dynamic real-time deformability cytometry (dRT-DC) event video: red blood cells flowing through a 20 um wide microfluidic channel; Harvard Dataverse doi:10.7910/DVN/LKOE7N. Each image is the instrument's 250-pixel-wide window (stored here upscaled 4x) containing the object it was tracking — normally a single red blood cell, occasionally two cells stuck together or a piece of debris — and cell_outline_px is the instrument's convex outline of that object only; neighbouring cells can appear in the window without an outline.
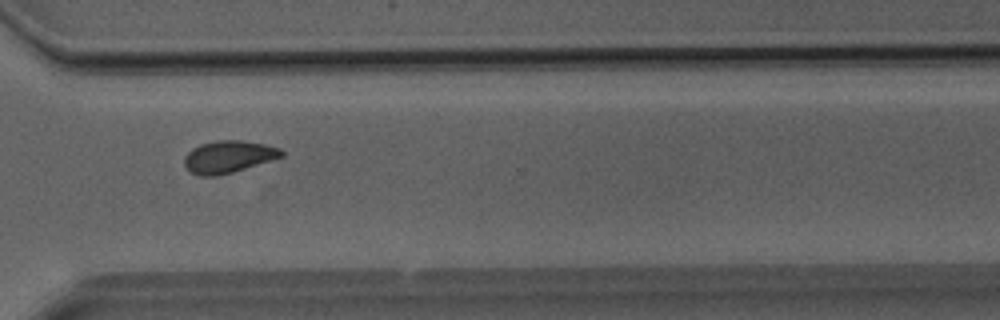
{"species": "Egyptian fruit bat (a non-hibernating species)", "species_latin": "Rousettus aegyptiacus", "temperature_condition": "room temperature", "stored_images_in_passage": 27, "camera_frame_rate_fps": 3000, "um_per_image_px": 0.085, "animal": {"sex": "male"}, "frame": {"image": 1, "passage_image": 20, "time_ms": 6.333, "image_size_px": [1000, 320], "cell_outline_px": [[284, 156], [232, 172], [216, 176], [200, 176], [188, 172], [184, 164], [184, 156], [192, 148], [200, 144], [216, 140], [240, 140], [264, 144], [280, 148], [284, 152]], "centroid_in_image_um": [19.38, 13.32], "position_along_channel_um": 351.2, "area_um2": 18.26}}